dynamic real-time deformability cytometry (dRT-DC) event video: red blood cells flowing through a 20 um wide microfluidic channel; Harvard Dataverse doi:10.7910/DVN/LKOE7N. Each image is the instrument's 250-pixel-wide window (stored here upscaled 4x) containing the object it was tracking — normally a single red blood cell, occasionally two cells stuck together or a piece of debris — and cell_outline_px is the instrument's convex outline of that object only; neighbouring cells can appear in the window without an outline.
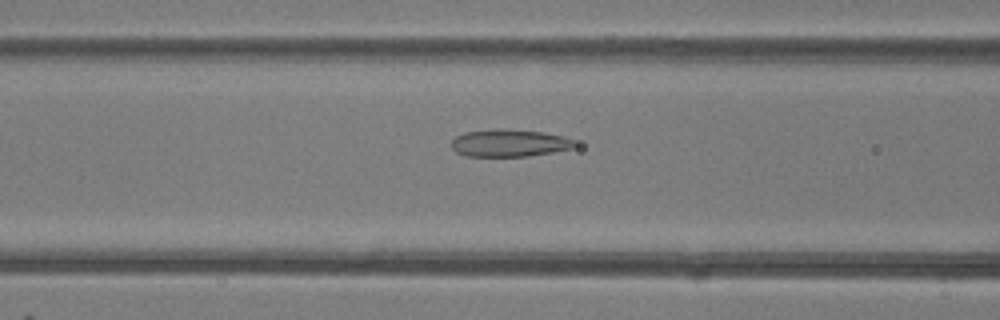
{"species": "common noctule bat (a hibernating species)", "species_latin": "Nyctalus noctula", "temperature_condition": "room temperature", "stored_images_in_passage": 49, "camera_frame_rate_fps": 3000, "um_per_image_px": 0.085, "animal": {"sex": "female"}, "frame": {"image": 1, "passage_image": 20, "time_ms": 6.333, "image_size_px": [1000, 320], "cell_outline_px": [[576, 144], [572, 148], [552, 152], [528, 156], [464, 156], [456, 152], [448, 144], [456, 136], [464, 132], [508, 128], [544, 132], [564, 136], [576, 140]], "centroid_in_image_um": [43.28, 12.15], "position_along_channel_um": 123.3, "area_um2": 19.88}}
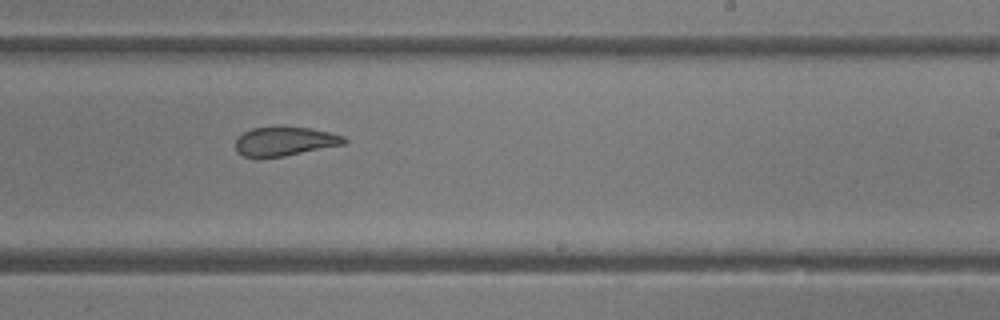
{"frame": {"image": 2, "passage_image": 30, "time_ms": 9.667, "image_size_px": [1000, 320], "cell_outline_px": [[348, 140], [344, 144], [284, 156], [244, 156], [236, 152], [236, 140], [244, 132], [252, 128], [312, 128], [332, 132], [344, 136]], "centroid_in_image_um": [24.25, 12.01], "position_along_channel_um": 264.7, "area_um2": 17.86}}
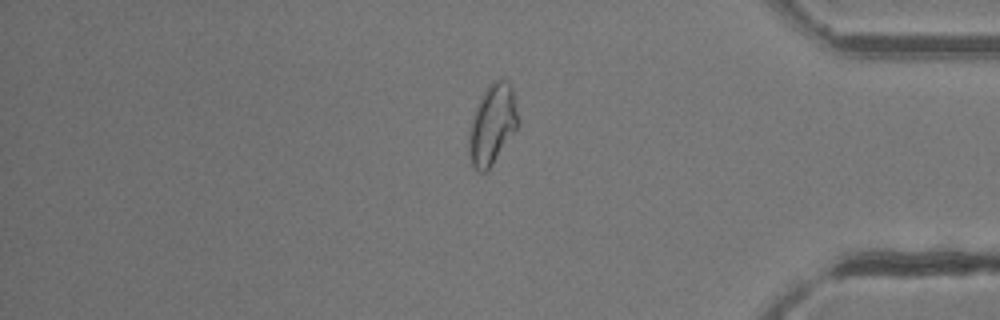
{"frame": {"image": 3, "passage_image": 41, "time_ms": 13.333, "image_size_px": [1000, 320], "cell_outline_px": [[520, 124], [488, 172], [476, 172], [468, 156], [468, 132], [472, 116], [488, 84], [492, 80], [508, 80], [512, 88], [520, 120]], "centroid_in_image_um": [41.85, 10.62], "position_along_channel_um": 393.4, "area_um2": 23.41}, "authors_computed_cell_mechanics": {"area_um2": 22.1374, "velocity_mm_per_s": 4.2474, "shape_relaxation_time_tau1_ms": null, "shape_relaxation_time_tau2_ms": 1.1019, "deformation_change_tau1": null, "deformation_change_tau2": 0.0765}}